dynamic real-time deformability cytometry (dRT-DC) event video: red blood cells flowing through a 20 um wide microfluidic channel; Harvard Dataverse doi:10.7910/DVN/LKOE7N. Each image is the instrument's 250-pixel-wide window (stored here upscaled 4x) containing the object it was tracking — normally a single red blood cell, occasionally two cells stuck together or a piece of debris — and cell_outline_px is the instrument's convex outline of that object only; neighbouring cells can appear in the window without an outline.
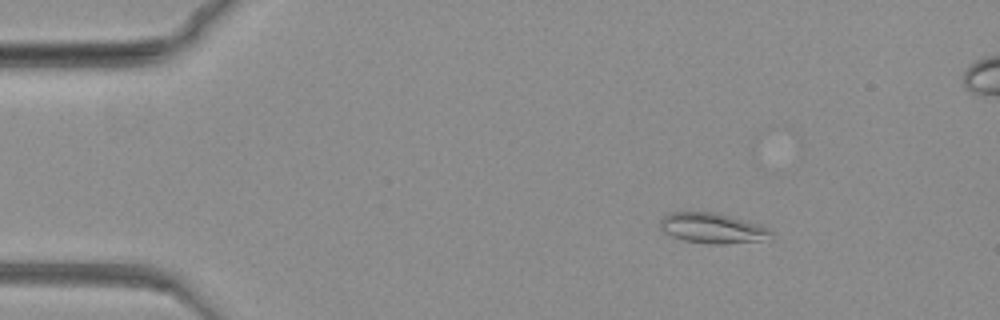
{"species": "common noctule bat (a hibernating species)", "species_latin": "Nyctalus noctula", "temperature_condition": "warm", "stored_images_in_passage": 47, "camera_frame_rate_fps": 3000, "um_per_image_px": 0.085, "animal": {"sex": "female", "body_mass_g": 19.3, "forearm_length_mm": 54.1}, "frame": {"image": 1, "passage_image": 3, "time_ms": 0.667, "image_size_px": [1000, 320], "cell_outline_px": [[772, 240], [720, 244], [712, 244], [684, 240], [672, 236], [664, 232], [660, 228], [660, 220], [664, 216], [672, 212], [712, 212], [760, 224], [768, 228], [772, 232]], "centroid_in_image_um": [60.6, 19.41], "position_along_channel_um": 24.4, "area_um2": 19.54}}
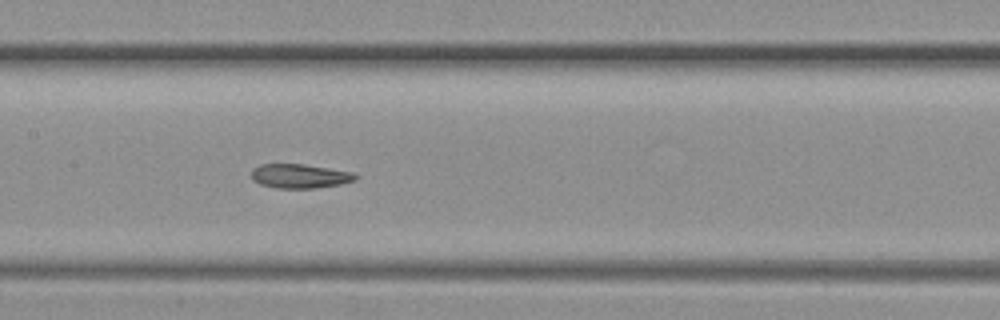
{"frame": {"image": 2, "passage_image": 31, "time_ms": 10.0, "image_size_px": [1000, 320], "cell_outline_px": [[360, 176], [356, 180], [340, 184], [316, 188], [276, 188], [260, 184], [252, 180], [252, 168], [260, 164], [304, 164], [352, 172]], "centroid_in_image_um": [25.48, 14.96], "position_along_channel_um": 181.9, "area_um2": 14.74}}
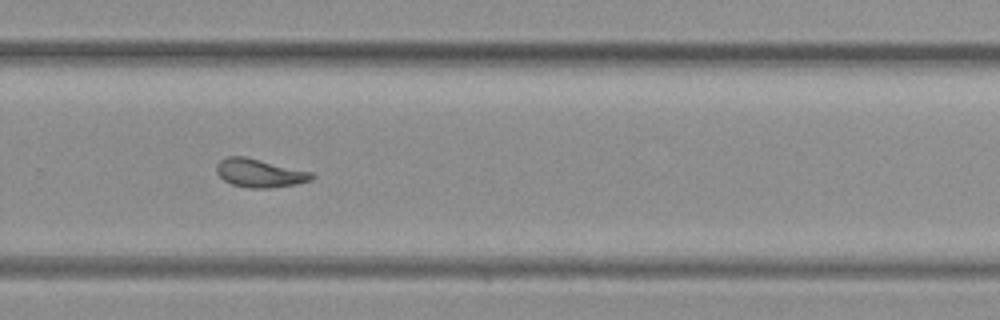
{"frame": {"image": 3, "passage_image": 46, "time_ms": 15.0, "image_size_px": [1000, 320], "cell_outline_px": [[316, 176], [312, 180], [296, 184], [268, 188], [248, 188], [232, 184], [224, 180], [216, 172], [216, 164], [220, 160], [228, 156], [244, 156], [312, 172]], "centroid_in_image_um": [22.07, 14.71], "position_along_channel_um": 307.7, "area_um2": 15.72}}